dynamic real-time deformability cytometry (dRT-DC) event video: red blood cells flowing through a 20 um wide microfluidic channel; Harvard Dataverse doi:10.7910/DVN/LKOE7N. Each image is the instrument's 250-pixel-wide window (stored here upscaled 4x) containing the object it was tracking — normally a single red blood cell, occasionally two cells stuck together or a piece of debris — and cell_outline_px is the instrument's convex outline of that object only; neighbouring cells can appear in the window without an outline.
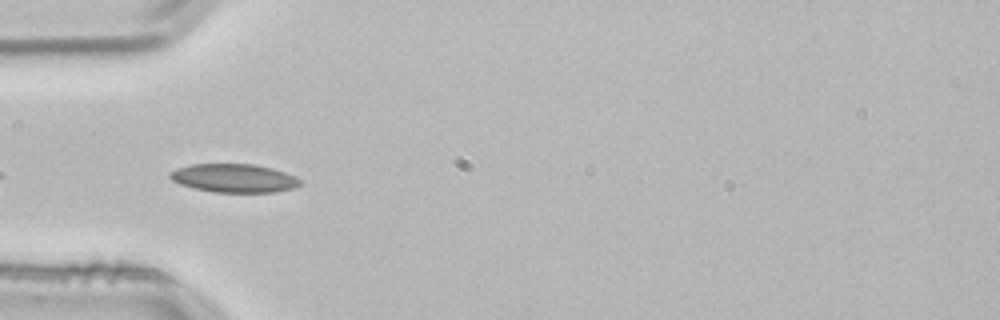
{"species": "common noctule bat (a hibernating species)", "species_latin": "Nyctalus noctula", "temperature_condition": "room temperature", "stored_images_in_passage": 3, "camera_frame_rate_fps": 3000, "um_per_image_px": 0.085, "animal": {"sex": "male", "body_mass_g": 21.5, "forearm_length_mm": 52.0}, "frame": {"image": 1, "passage_image": 3, "time_ms": 0.667, "image_size_px": [1000, 320], "cell_outline_px": [[300, 184], [296, 188], [276, 192], [212, 192], [180, 184], [172, 180], [168, 176], [168, 172], [176, 168], [192, 164], [252, 164], [272, 168], [296, 176], [300, 180]], "centroid_in_image_um": [19.89, 15.14], "position_along_channel_um": 65.1, "area_um2": 21.68}}